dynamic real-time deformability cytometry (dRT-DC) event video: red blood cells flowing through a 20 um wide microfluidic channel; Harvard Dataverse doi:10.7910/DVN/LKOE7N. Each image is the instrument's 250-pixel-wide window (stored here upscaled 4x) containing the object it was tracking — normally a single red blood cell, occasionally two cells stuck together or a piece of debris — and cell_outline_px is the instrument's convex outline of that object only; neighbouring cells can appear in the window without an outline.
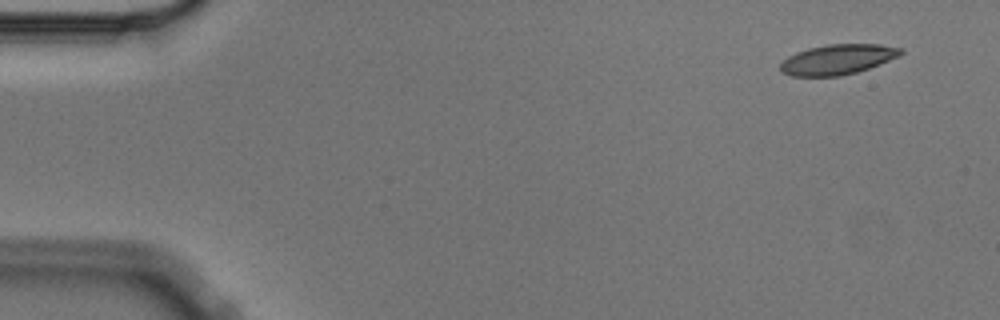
{"species": "Egyptian fruit bat (a non-hibernating species)", "species_latin": "Rousettus aegyptiacus", "temperature_condition": "cold", "stored_images_in_passage": 7, "camera_frame_rate_fps": 3000, "um_per_image_px": 0.085, "animal": {"sex": "male"}, "frame": {"image": 1, "passage_image": 1, "time_ms": 0.0, "image_size_px": [1000, 320], "cell_outline_px": [[904, 52], [900, 56], [880, 64], [856, 72], [840, 76], [792, 76], [780, 72], [780, 64], [788, 56], [796, 52], [808, 48], [828, 44], [880, 44], [904, 48]], "centroid_in_image_um": [71.22, 5.04], "position_along_channel_um": 13.8, "area_um2": 21.27}}
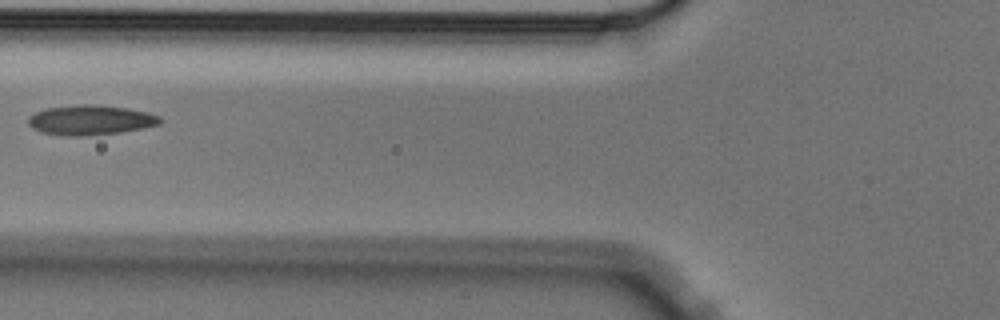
{"frame": {"image": 2, "passage_image": 6, "time_ms": 1.667, "image_size_px": [1000, 320], "cell_outline_px": [[164, 120], [160, 124], [144, 128], [120, 132], [80, 136], [68, 136], [40, 132], [32, 128], [28, 124], [28, 116], [44, 108], [84, 104], [96, 104], [128, 108], [148, 112], [160, 116]], "centroid_in_image_um": [7.71, 10.19], "position_along_channel_um": 118.1, "area_um2": 23.12}}
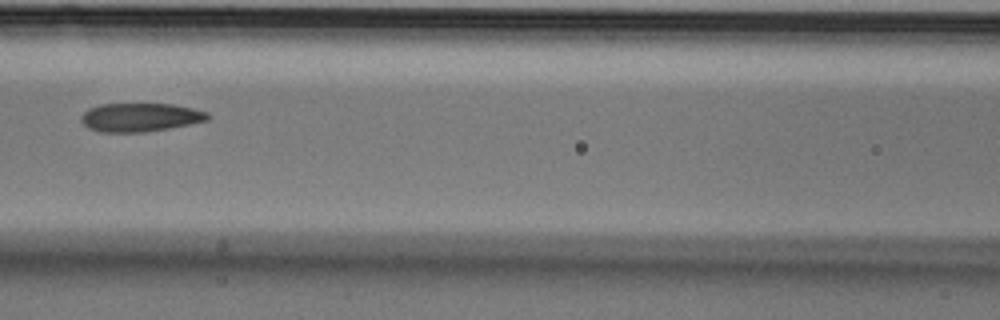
{"frame": {"image": 3, "passage_image": 7, "time_ms": 2.0, "image_size_px": [1000, 320], "cell_outline_px": [[212, 116], [208, 120], [168, 128], [144, 132], [100, 132], [88, 128], [80, 120], [80, 116], [88, 108], [100, 104], [172, 104], [192, 108], [208, 112]], "centroid_in_image_um": [11.9, 9.97], "position_along_channel_um": 154.7, "area_um2": 21.1}}